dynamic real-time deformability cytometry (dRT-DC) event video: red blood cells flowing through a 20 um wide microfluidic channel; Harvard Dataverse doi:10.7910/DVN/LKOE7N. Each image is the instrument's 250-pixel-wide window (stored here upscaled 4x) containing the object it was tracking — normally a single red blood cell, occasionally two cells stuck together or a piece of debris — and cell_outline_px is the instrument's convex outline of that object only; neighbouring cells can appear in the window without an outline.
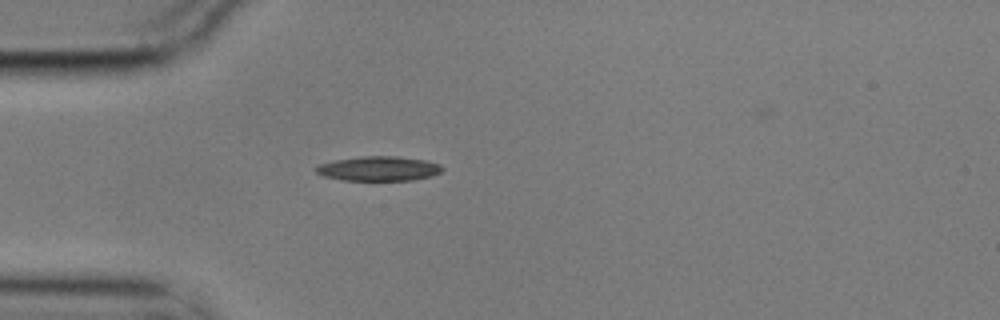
{"species": "common noctule bat (a hibernating species)", "species_latin": "Nyctalus noctula", "temperature_condition": "cold", "stored_images_in_passage": 3, "camera_frame_rate_fps": 3000, "um_per_image_px": 0.085, "animal": {"sex": "male", "body_mass_g": 17.9}, "frame": {"image": 1, "passage_image": 3, "time_ms": 0.667, "image_size_px": [1000, 320], "cell_outline_px": [[444, 168], [440, 172], [432, 176], [412, 180], [344, 180], [324, 176], [316, 172], [316, 164], [336, 160], [360, 156], [396, 156], [428, 160], [440, 164]], "centroid_in_image_um": [32.21, 14.32], "position_along_channel_um": 52.8, "area_um2": 18.15}}